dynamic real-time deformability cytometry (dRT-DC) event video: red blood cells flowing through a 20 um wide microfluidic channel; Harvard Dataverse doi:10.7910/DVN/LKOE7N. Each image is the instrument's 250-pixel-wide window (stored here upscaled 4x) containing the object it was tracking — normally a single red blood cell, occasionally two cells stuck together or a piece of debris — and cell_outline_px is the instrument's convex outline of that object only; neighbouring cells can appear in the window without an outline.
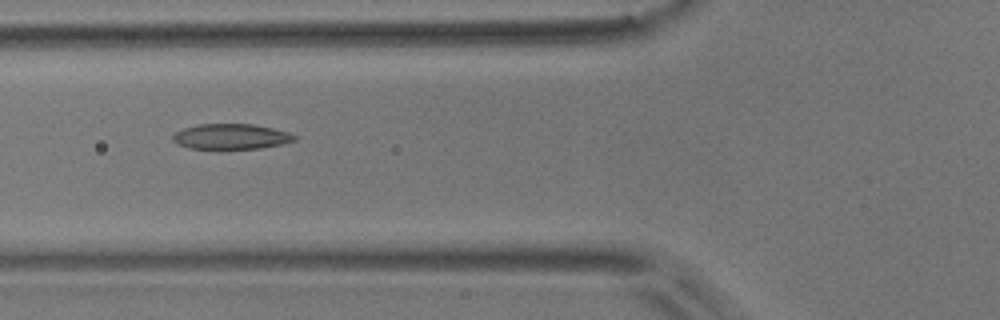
{"species": "common noctule bat (a hibernating species)", "species_latin": "Nyctalus noctula", "temperature_condition": "room temperature", "stored_images_in_passage": 4, "camera_frame_rate_fps": 3000, "um_per_image_px": 0.085, "animal": {"sex": "male", "body_mass_g": 17.9}, "frame": {"image": 1, "passage_image": 3, "time_ms": 0.667, "image_size_px": [1000, 320], "cell_outline_px": [[300, 136], [296, 140], [280, 144], [260, 148], [188, 148], [172, 140], [172, 136], [176, 132], [184, 128], [200, 124], [252, 124], [272, 128], [288, 132]], "centroid_in_image_um": [19.68, 11.59], "position_along_channel_um": 106.1, "area_um2": 17.74}}
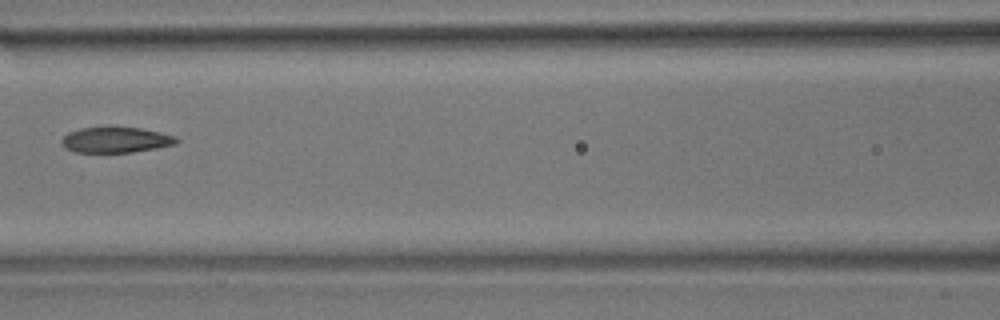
{"frame": {"image": 2, "passage_image": 4, "time_ms": 1.0, "image_size_px": [1000, 320], "cell_outline_px": [[180, 140], [176, 144], [156, 148], [132, 152], [76, 152], [64, 148], [60, 140], [68, 132], [80, 128], [140, 128], [176, 136]], "centroid_in_image_um": [9.83, 11.9], "position_along_channel_um": 156.8, "area_um2": 16.94}}